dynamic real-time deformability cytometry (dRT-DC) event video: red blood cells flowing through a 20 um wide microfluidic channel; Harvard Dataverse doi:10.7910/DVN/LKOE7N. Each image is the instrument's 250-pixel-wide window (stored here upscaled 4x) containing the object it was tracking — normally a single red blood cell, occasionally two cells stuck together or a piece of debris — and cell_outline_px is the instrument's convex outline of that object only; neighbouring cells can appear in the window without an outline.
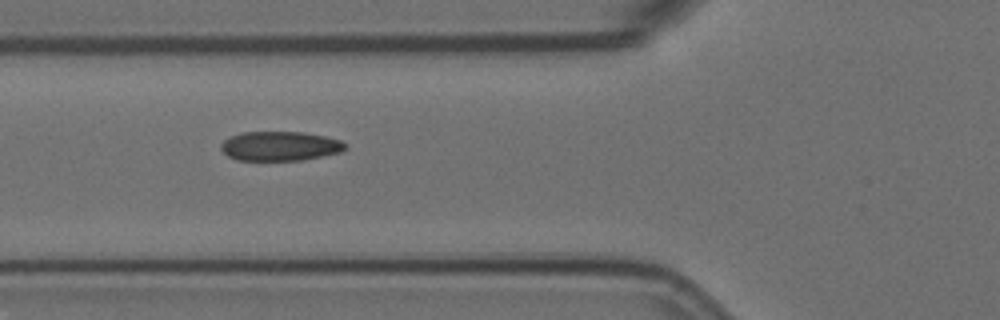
{"species": "Egyptian fruit bat (a non-hibernating species)", "species_latin": "Rousettus aegyptiacus", "temperature_condition": "room temperature", "stored_images_in_passage": 7, "camera_frame_rate_fps": 3000, "um_per_image_px": 0.085, "animal": {"sex": "female"}, "frame": {"image": 1, "passage_image": 6, "time_ms": 1.667, "image_size_px": [1000, 320], "cell_outline_px": [[344, 148], [340, 152], [300, 160], [236, 160], [228, 156], [220, 148], [220, 144], [224, 140], [240, 132], [304, 132], [324, 136], [340, 140], [344, 144]], "centroid_in_image_um": [23.74, 12.41], "position_along_channel_um": 102.1, "area_um2": 21.04}}
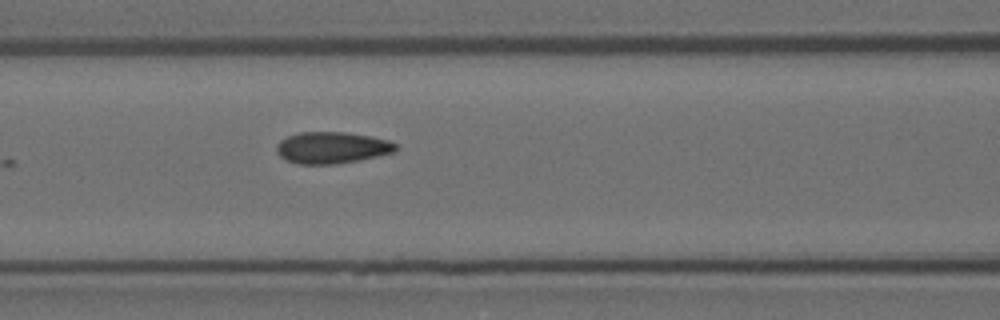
{"frame": {"image": 2, "passage_image": 7, "time_ms": 2.0, "image_size_px": [1000, 320], "cell_outline_px": [[396, 152], [360, 160], [336, 164], [296, 164], [280, 156], [276, 152], [276, 144], [280, 140], [288, 136], [300, 132], [344, 132], [372, 136], [388, 140], [396, 144]], "centroid_in_image_um": [28.21, 12.55], "position_along_channel_um": 138.4, "area_um2": 22.08}}